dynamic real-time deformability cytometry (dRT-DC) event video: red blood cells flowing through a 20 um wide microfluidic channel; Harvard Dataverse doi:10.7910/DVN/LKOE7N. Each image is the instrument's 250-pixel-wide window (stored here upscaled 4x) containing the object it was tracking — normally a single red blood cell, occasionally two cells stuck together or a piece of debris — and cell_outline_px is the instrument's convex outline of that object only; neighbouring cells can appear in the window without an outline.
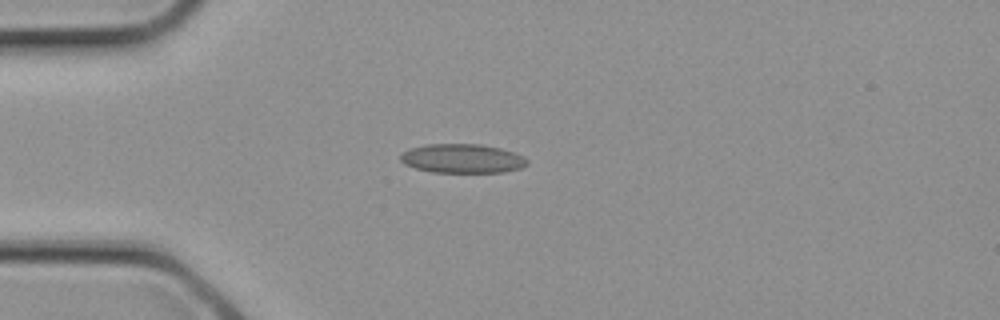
{"species": "common noctule bat (a hibernating species)", "species_latin": "Nyctalus noctula", "temperature_condition": "cold", "stored_images_in_passage": 2, "segment_of_instrument_passage": [1, 2], "camera_frame_rate_fps": 3000, "um_per_image_px": 0.085, "animal": {"sex": "female", "body_mass_g": 21.9}, "frame": {"image": 1, "passage_image": 1, "time_ms": 0.0, "image_size_px": [1000, 320], "cell_outline_px": [[528, 164], [520, 168], [504, 172], [432, 172], [416, 168], [404, 164], [400, 160], [400, 156], [404, 152], [412, 148], [424, 144], [480, 144], [500, 148], [516, 152], [524, 156], [528, 160]], "centroid_in_image_um": [39.33, 13.47], "position_along_channel_um": 45.7, "area_um2": 21.5}}